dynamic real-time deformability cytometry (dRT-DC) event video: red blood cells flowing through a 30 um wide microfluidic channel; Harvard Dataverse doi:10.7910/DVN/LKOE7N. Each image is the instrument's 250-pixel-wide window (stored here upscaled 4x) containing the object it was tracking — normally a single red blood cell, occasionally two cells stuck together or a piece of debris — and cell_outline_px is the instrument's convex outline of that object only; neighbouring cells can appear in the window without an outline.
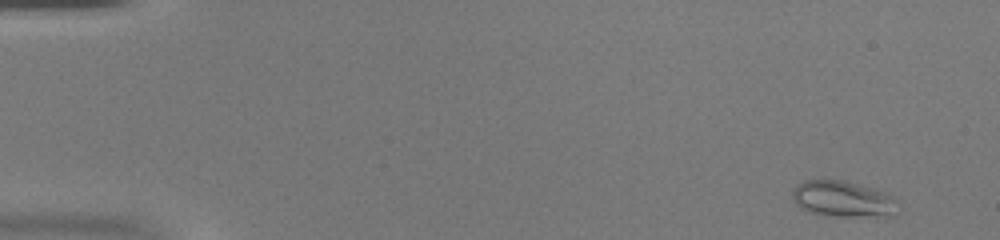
{"species": "common noctule bat (a hibernating species)", "species_latin": "Nyctalus noctula", "temperature_condition": "warm", "stored_images_in_passage": 17, "camera_frame_rate_fps": 3000, "um_per_image_px": 0.085, "animal": {"sex": "female", "body_mass_g": 20.0, "forearm_length_mm": 54.0}, "frame": {"image": 1, "passage_image": 3, "time_ms": 0.667, "image_size_px": [1000, 240], "cell_outline_px": [[896, 200], [888, 212], [856, 216], [824, 216], [800, 208], [796, 204], [792, 196], [792, 192], [796, 184], [804, 180], [844, 180], [872, 188], [884, 192], [892, 196]], "centroid_in_image_um": [71.45, 16.86], "position_along_channel_um": 13.5, "area_um2": 21.21}}